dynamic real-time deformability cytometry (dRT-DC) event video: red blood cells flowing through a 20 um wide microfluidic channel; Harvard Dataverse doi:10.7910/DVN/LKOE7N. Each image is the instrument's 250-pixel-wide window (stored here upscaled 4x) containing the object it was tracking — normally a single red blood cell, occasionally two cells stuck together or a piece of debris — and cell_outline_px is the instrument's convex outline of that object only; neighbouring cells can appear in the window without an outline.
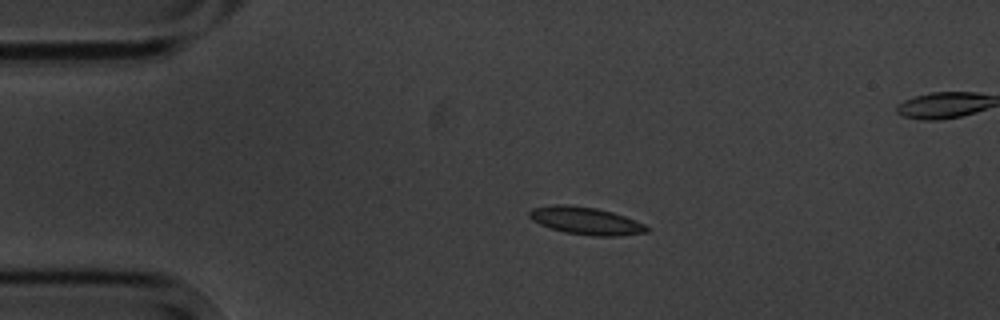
{"species": "common noctule bat (a hibernating species)", "species_latin": "Nyctalus noctula", "temperature_condition": "cold", "stored_images_in_passage": 4, "segment_of_instrument_passage": [1, 2], "camera_frame_rate_fps": 3000, "um_per_image_px": 0.085, "animal": {"sex": "male", "body_mass_g": 20.1, "forearm_length_mm": 53.5}, "frame": {"image": 1, "passage_image": 2, "time_ms": 1.333, "image_size_px": [1000, 320], "cell_outline_px": [[652, 228], [648, 232], [616, 236], [596, 236], [564, 232], [540, 224], [532, 220], [528, 216], [528, 212], [532, 208], [556, 204], [564, 204], [596, 208], [612, 212], [624, 216], [644, 224]], "centroid_in_image_um": [49.8, 18.76], "position_along_channel_um": 35.2, "area_um2": 18.73}}